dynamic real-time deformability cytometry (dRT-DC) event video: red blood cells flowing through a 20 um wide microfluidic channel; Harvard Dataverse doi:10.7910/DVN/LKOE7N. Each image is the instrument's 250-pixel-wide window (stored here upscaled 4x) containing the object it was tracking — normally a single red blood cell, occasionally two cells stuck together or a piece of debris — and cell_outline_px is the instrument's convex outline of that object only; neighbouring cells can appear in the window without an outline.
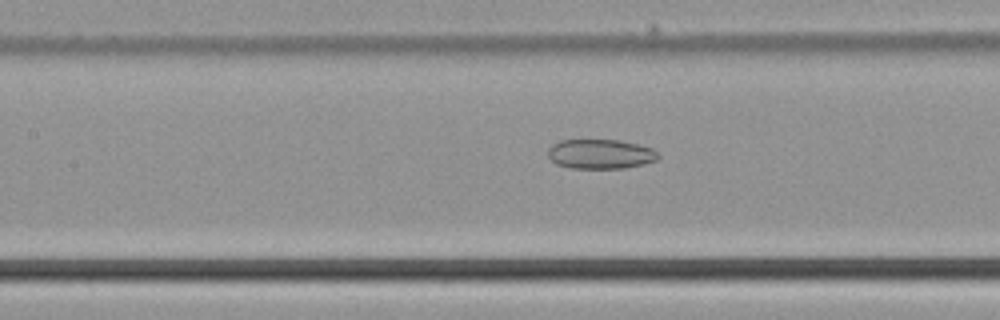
{"species": "common noctule bat (a hibernating species)", "species_latin": "Nyctalus noctula", "temperature_condition": "cold", "stored_images_in_passage": 33, "camera_frame_rate_fps": 3000, "um_per_image_px": 0.085, "animal": {"sex": "male", "body_mass_g": 21.5, "forearm_length_mm": 52.0}, "frame": {"image": 1, "passage_image": 16, "time_ms": 5.0, "image_size_px": [1000, 320], "cell_outline_px": [[660, 156], [656, 160], [644, 164], [624, 168], [572, 168], [556, 164], [548, 156], [548, 148], [552, 144], [560, 140], [620, 140], [652, 148]], "centroid_in_image_um": [51.02, 13.09], "position_along_channel_um": 156.4, "area_um2": 18.96}}
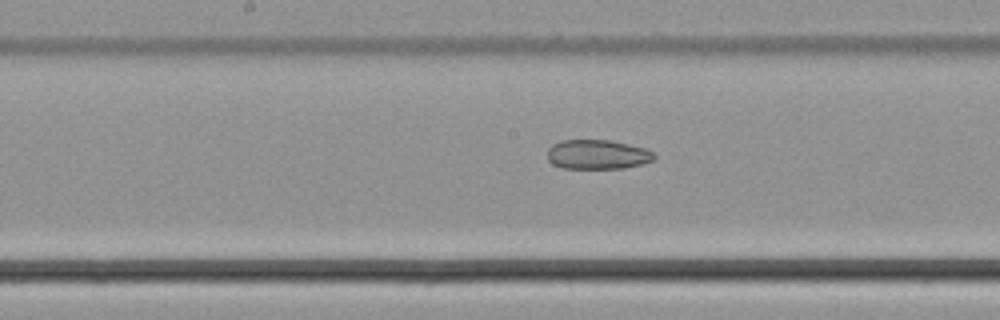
{"frame": {"image": 2, "passage_image": 19, "time_ms": 6.0, "image_size_px": [1000, 320], "cell_outline_px": [[656, 156], [652, 160], [640, 164], [624, 168], [564, 168], [552, 164], [548, 160], [548, 148], [552, 144], [560, 140], [612, 140], [648, 148]], "centroid_in_image_um": [50.78, 13.11], "position_along_channel_um": 197.4, "area_um2": 18.44}}